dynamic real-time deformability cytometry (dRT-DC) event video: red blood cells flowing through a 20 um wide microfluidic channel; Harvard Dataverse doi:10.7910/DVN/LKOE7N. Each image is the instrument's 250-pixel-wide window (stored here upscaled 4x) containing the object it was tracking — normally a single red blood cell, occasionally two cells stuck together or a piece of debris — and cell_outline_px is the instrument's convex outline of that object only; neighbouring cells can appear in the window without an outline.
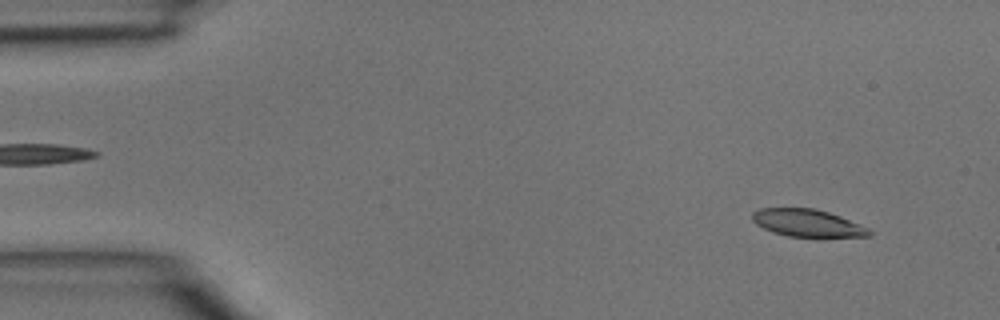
{"species": "common noctule bat (a hibernating species)", "species_latin": "Nyctalus noctula", "temperature_condition": "room temperature", "stored_images_in_passage": 44, "camera_frame_rate_fps": 3000, "um_per_image_px": 0.085, "animal": {"sex": "male", "body_mass_g": 15.6}, "frame": {"image": 1, "passage_image": 3, "time_ms": 0.667, "image_size_px": [1000, 320], "cell_outline_px": [[872, 236], [788, 236], [772, 232], [756, 224], [752, 220], [752, 212], [760, 208], [812, 208], [828, 212], [840, 216], [868, 228], [872, 232]], "centroid_in_image_um": [68.59, 18.94], "position_along_channel_um": 16.4, "area_um2": 18.38}}
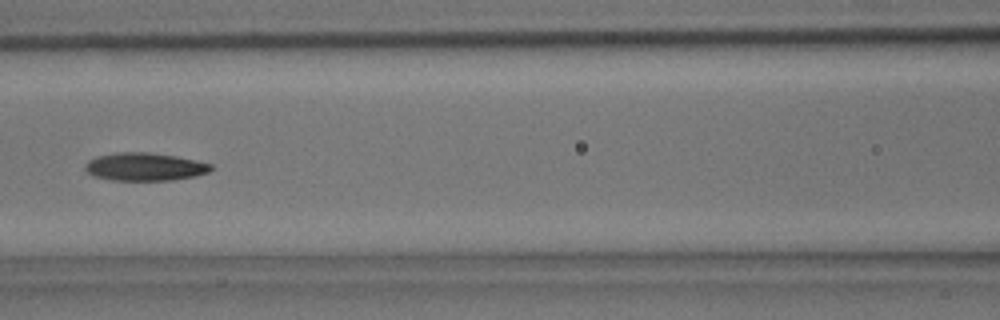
{"frame": {"image": 2, "passage_image": 19, "time_ms": 6.0, "image_size_px": [1000, 320], "cell_outline_px": [[212, 168], [208, 172], [196, 176], [172, 180], [112, 180], [92, 176], [84, 168], [84, 164], [88, 160], [96, 156], [116, 152], [148, 152], [176, 156], [196, 160], [212, 164]], "centroid_in_image_um": [12.27, 14.17], "position_along_channel_um": 154.3, "area_um2": 20.63}}
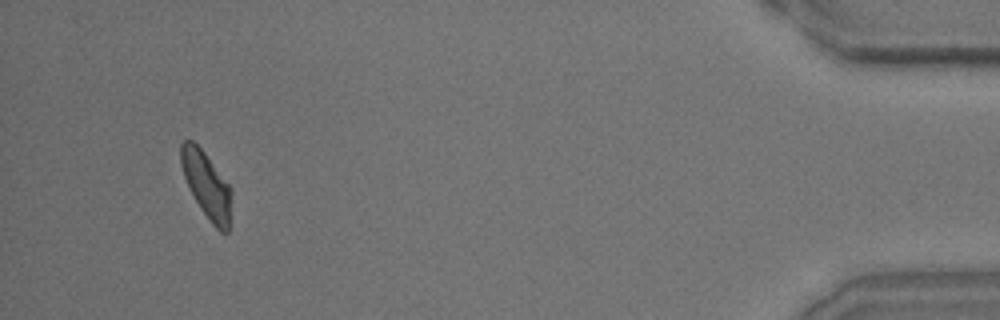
{"frame": {"image": 3, "passage_image": 42, "time_ms": 13.667, "image_size_px": [1000, 320], "cell_outline_px": [[232, 192], [228, 232], [220, 232], [212, 224], [200, 208], [188, 188], [180, 164], [180, 144], [184, 140], [192, 140], [204, 152], [232, 188]], "centroid_in_image_um": [17.55, 15.72], "position_along_channel_um": 417.7, "area_um2": 19.54}}